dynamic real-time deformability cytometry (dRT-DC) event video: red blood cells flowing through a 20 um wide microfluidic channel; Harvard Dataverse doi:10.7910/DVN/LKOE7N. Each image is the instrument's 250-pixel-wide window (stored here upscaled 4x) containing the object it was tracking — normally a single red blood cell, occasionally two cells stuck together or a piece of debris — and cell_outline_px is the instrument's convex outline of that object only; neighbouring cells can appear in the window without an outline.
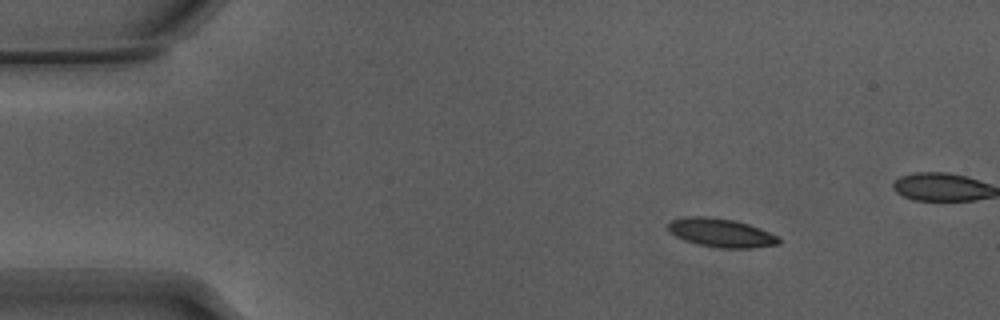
{"species": "Egyptian fruit bat (a non-hibernating species)", "species_latin": "Rousettus aegyptiacus", "temperature_condition": "warm", "stored_images_in_passage": 48, "camera_frame_rate_fps": 3000, "um_per_image_px": 0.085, "animal": {"sex": "male"}, "frame": {"image": 1, "passage_image": 1, "time_ms": 0.0, "image_size_px": [1000, 320], "cell_outline_px": [[780, 244], [752, 248], [720, 248], [700, 244], [684, 240], [668, 232], [668, 220], [684, 216], [708, 216], [736, 220], [760, 228], [776, 236], [780, 240]], "centroid_in_image_um": [61.24, 19.77], "position_along_channel_um": 23.8, "area_um2": 18.61}}
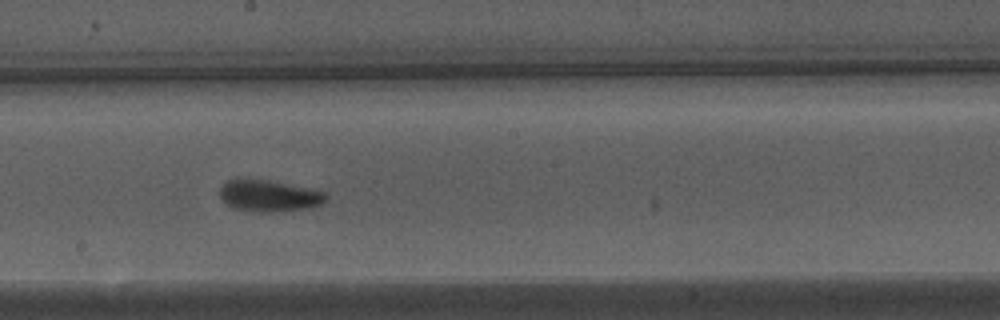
{"frame": {"image": 2, "passage_image": 23, "time_ms": 7.333, "image_size_px": [1000, 320], "cell_outline_px": [[328, 196], [320, 204], [308, 208], [268, 212], [264, 212], [232, 208], [220, 196], [220, 188], [228, 180], [264, 180], [312, 188], [324, 192]], "centroid_in_image_um": [22.89, 16.65], "position_along_channel_um": 225.3, "area_um2": 18.96}}
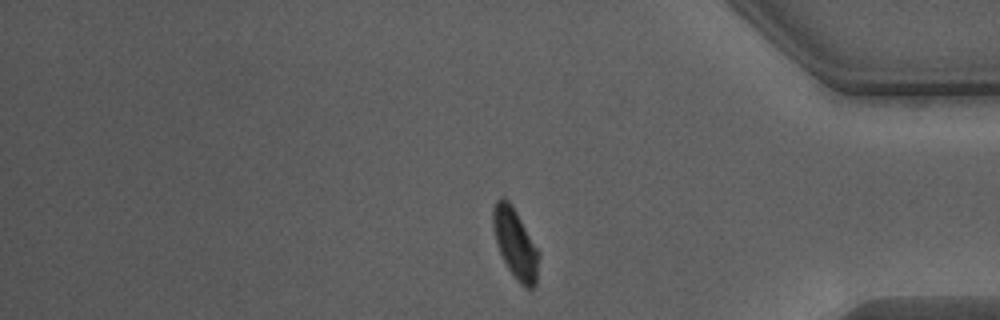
{"frame": {"image": 3, "passage_image": 38, "time_ms": 12.333, "image_size_px": [1000, 320], "cell_outline_px": [[540, 256], [536, 284], [532, 288], [524, 288], [516, 280], [508, 268], [500, 252], [496, 240], [492, 224], [492, 208], [496, 200], [500, 196], [504, 196], [508, 200], [516, 212], [540, 252]], "centroid_in_image_um": [43.8, 20.7], "position_along_channel_um": 391.4, "area_um2": 18.67}, "authors_computed_cell_mechanics": {"area_um2": 18.6694, "velocity_mm_per_s": 3.811, "shape_relaxation_time_tau1_ms": 3.9094, "shape_relaxation_time_tau2_ms": 2.0764, "deformation_change_tau1": 0.1446, "deformation_change_tau2": 0.0932}}